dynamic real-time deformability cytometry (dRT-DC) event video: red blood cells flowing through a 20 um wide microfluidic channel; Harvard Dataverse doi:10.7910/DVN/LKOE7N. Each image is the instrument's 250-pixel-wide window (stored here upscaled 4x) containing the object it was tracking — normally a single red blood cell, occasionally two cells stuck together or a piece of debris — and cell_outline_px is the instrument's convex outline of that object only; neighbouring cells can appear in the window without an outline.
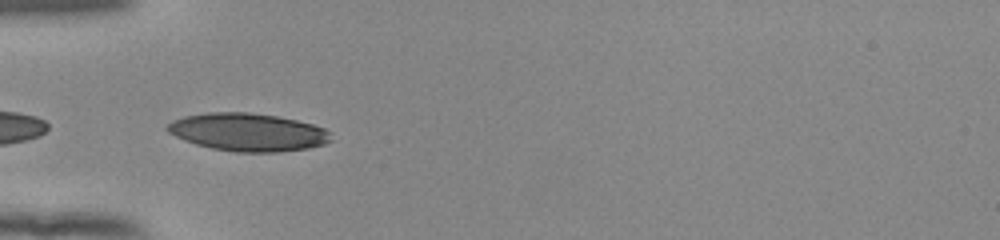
{"species": "human", "species_latin": "Homo sapiens", "temperature_condition": "room temperature", "stored_images_in_passage": 32, "camera_frame_rate_fps": 3000, "um_per_image_px": 0.085, "donor": {"sex": "female"}, "frame": {"image": 1, "passage_image": 1, "time_ms": 0.0, "image_size_px": [1000, 240], "cell_outline_px": [[332, 140], [324, 144], [308, 148], [276, 152], [236, 152], [212, 148], [196, 144], [176, 136], [168, 132], [164, 128], [172, 120], [184, 116], [208, 112], [248, 112], [276, 116], [296, 120], [312, 124], [324, 128], [332, 132]], "centroid_in_image_um": [21.08, 11.23], "position_along_channel_um": 63.9, "area_um2": 36.13}}
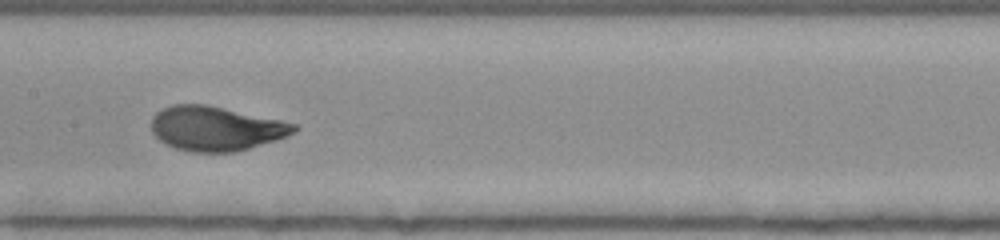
{"frame": {"image": 2, "passage_image": 11, "time_ms": 3.333, "image_size_px": [1000, 240], "cell_outline_px": [[300, 128], [288, 136], [276, 140], [236, 152], [192, 152], [176, 148], [160, 140], [152, 132], [152, 116], [156, 112], [172, 104], [204, 104], [300, 124]], "centroid_in_image_um": [18.38, 10.92], "position_along_channel_um": 189.0, "area_um2": 36.88}}
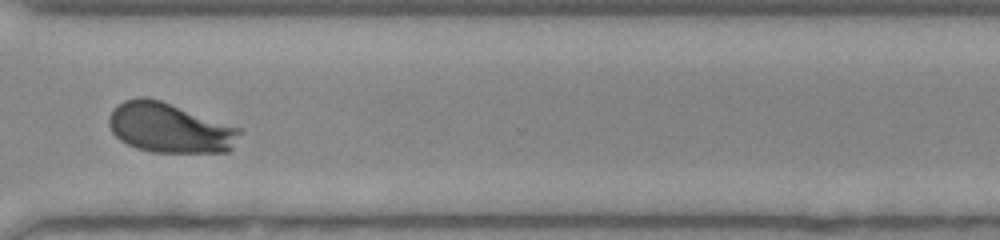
{"frame": {"image": 3, "passage_image": 24, "time_ms": 7.667, "image_size_px": [1000, 240], "cell_outline_px": [[244, 132], [232, 148], [228, 152], [152, 152], [136, 148], [120, 140], [112, 132], [108, 124], [108, 120], [112, 112], [124, 100], [140, 96], [144, 96], [160, 100], [240, 128]], "centroid_in_image_um": [14.44, 10.88], "position_along_channel_um": 356.2, "area_um2": 37.86}, "authors_computed_cell_mechanics": {"area_um2": 36.7319, "velocity_mm_per_s": 3.8476, "shape_relaxation_time_tau1_ms": 2.7857, "shape_relaxation_time_tau2_ms": null, "deformation_change_tau1": 0.1466, "deformation_change_tau2": null}}